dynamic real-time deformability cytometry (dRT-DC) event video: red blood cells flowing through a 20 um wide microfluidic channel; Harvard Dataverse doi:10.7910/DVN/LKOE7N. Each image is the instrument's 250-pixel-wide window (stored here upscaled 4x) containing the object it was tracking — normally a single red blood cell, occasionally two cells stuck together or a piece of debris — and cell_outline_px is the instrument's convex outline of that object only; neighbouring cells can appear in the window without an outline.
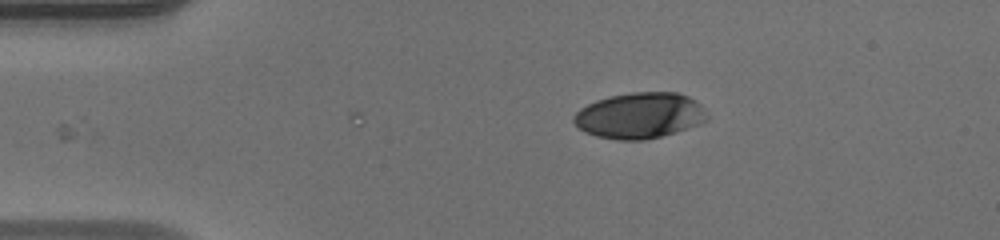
{"species": "human", "species_latin": "Homo sapiens", "temperature_condition": "warm", "stored_images_in_passage": 41, "camera_frame_rate_fps": 3000, "um_per_image_px": 0.085, "donor": {"sex": "male"}, "frame": {"image": 1, "passage_image": 1, "time_ms": 0.0, "image_size_px": [1000, 240], "cell_outline_px": [[708, 120], [700, 124], [676, 132], [644, 140], [616, 140], [596, 136], [584, 132], [572, 120], [572, 116], [580, 108], [596, 100], [608, 96], [632, 92], [676, 92], [688, 96], [696, 100], [704, 108]], "centroid_in_image_um": [54.37, 9.82], "position_along_channel_um": 30.6, "area_um2": 35.84}}
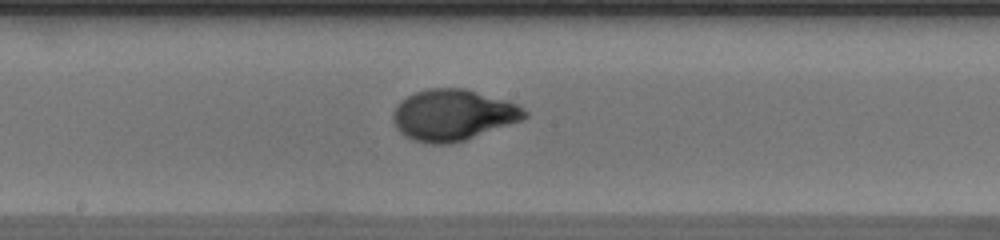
{"frame": {"image": 2, "passage_image": 18, "time_ms": 5.667, "image_size_px": [1000, 240], "cell_outline_px": [[528, 116], [520, 120], [464, 140], [448, 144], [432, 144], [412, 140], [404, 136], [396, 128], [392, 120], [392, 112], [396, 104], [400, 100], [416, 92], [428, 88], [464, 88], [508, 100], [524, 108], [528, 112]], "centroid_in_image_um": [38.46, 9.76], "position_along_channel_um": 209.7, "area_um2": 39.25}}
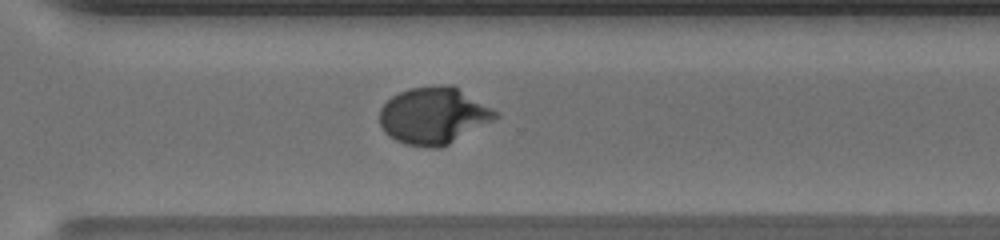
{"frame": {"image": 3, "passage_image": 27, "time_ms": 8.667, "image_size_px": [1000, 240], "cell_outline_px": [[500, 116], [448, 144], [440, 148], [428, 148], [404, 144], [396, 140], [384, 132], [380, 124], [380, 108], [392, 96], [408, 88], [448, 84], [452, 84], [500, 112]], "centroid_in_image_um": [36.86, 9.82], "position_along_channel_um": 333.7, "area_um2": 38.38}, "authors_computed_cell_mechanics": {"area_um2": 37.859, "velocity_mm_per_s": 4.1467, "shape_relaxation_time_tau1_ms": 5.3769, "shape_relaxation_time_tau2_ms": null, "deformation_change_tau1": 0.2664, "deformation_change_tau2": null}}